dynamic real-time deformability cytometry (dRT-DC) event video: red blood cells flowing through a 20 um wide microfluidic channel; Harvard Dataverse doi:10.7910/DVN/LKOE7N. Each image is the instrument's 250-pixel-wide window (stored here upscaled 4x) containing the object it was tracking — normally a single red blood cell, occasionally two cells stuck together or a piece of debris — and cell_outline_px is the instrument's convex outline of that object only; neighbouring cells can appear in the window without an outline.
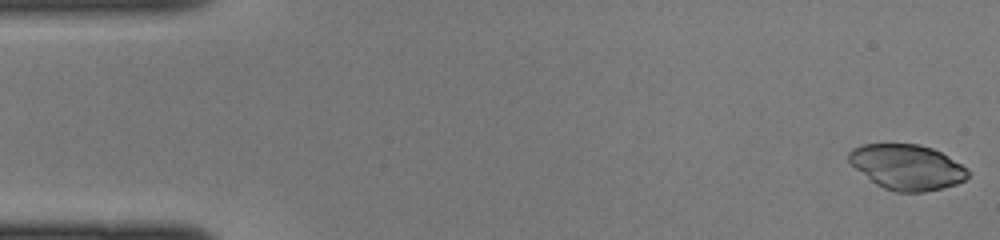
{"species": "common noctule bat (a hibernating species)", "species_latin": "Nyctalus noctula", "temperature_condition": "cold", "stored_images_in_passage": 44, "camera_frame_rate_fps": 3000, "um_per_image_px": 0.085, "animal": {"sex": "female", "body_mass_g": 22.0, "forearm_length_mm": 56.7}, "frame": {"image": 1, "passage_image": 1, "time_ms": 0.0, "image_size_px": [1000, 240], "cell_outline_px": [[968, 176], [964, 180], [956, 184], [924, 192], [896, 192], [884, 188], [876, 184], [856, 168], [848, 160], [848, 152], [852, 148], [860, 144], [920, 144], [932, 148], [948, 156], [968, 168]], "centroid_in_image_um": [77.09, 14.19], "position_along_channel_um": 7.9, "area_um2": 31.27}}